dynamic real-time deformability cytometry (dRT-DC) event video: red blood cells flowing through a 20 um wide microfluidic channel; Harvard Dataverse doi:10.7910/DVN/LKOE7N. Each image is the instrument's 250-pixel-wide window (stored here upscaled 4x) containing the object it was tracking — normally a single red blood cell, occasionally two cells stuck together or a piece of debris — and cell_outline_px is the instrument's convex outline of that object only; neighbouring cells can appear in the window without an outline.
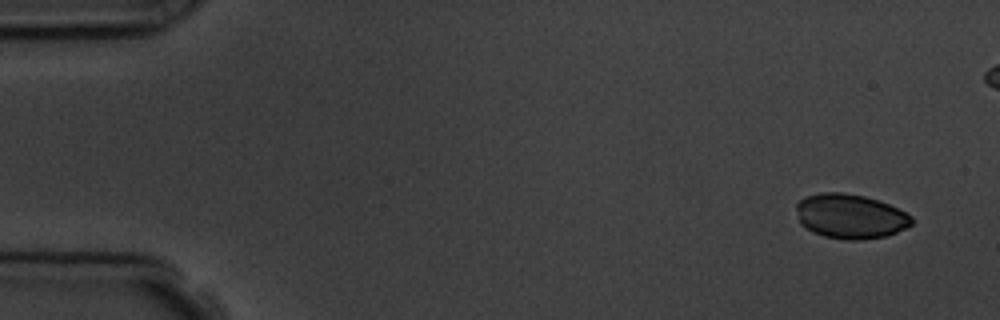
{"species": "common noctule bat (a hibernating species)", "species_latin": "Nyctalus noctula", "temperature_condition": "room temperature", "stored_images_in_passage": 6, "camera_frame_rate_fps": 3000, "um_per_image_px": 0.085, "animal": {"sex": "male", "body_mass_g": 19.5, "forearm_length_mm": 54.6}, "frame": {"image": 1, "passage_image": 1, "time_ms": 0.0, "image_size_px": [1000, 320], "cell_outline_px": [[912, 224], [896, 232], [884, 236], [856, 240], [848, 240], [824, 236], [812, 232], [800, 224], [796, 208], [796, 204], [804, 196], [820, 192], [844, 192], [864, 196], [888, 204], [912, 216]], "centroid_in_image_um": [72.22, 18.37], "position_along_channel_um": 12.8, "area_um2": 29.82}}